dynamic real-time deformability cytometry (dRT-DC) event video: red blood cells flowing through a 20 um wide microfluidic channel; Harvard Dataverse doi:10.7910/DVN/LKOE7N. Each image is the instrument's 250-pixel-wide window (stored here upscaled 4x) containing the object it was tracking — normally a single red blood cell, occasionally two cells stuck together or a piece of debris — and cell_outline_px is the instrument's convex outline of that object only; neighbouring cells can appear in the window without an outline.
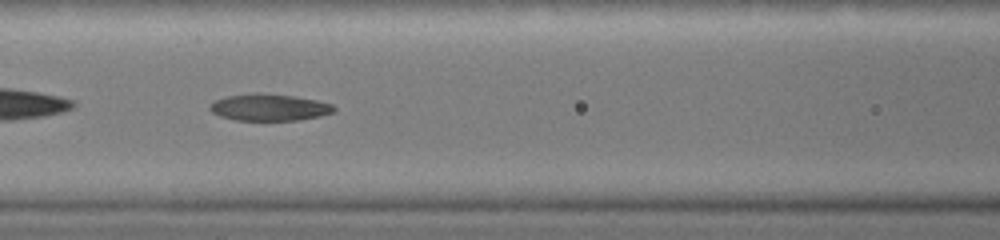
{"species": "common noctule bat (a hibernating species)", "species_latin": "Nyctalus noctula", "temperature_condition": "warm", "stored_images_in_passage": 29, "camera_frame_rate_fps": 3000, "um_per_image_px": 0.085, "animal": {"sex": "female", "body_mass_g": 19.0, "forearm_length_mm": 51.5}, "frame": {"image": 1, "passage_image": 11, "time_ms": 2.667, "image_size_px": [1000, 240], "cell_outline_px": [[336, 108], [332, 112], [320, 116], [296, 120], [236, 120], [220, 116], [212, 112], [208, 108], [216, 100], [224, 96], [256, 92], [292, 96], [316, 100], [332, 104]], "centroid_in_image_um": [22.86, 9.12], "position_along_channel_um": 143.7, "area_um2": 19.25}}
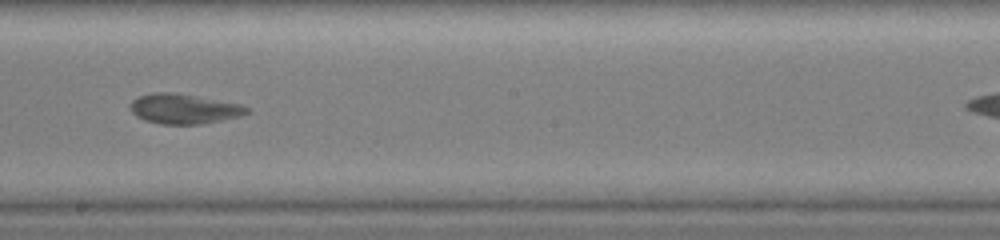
{"frame": {"image": 2, "passage_image": 17, "time_ms": 4.333, "image_size_px": [1000, 240], "cell_outline_px": [[252, 112], [240, 116], [204, 124], [160, 124], [144, 120], [136, 116], [128, 108], [128, 104], [132, 100], [140, 96], [156, 92], [172, 92], [240, 104], [248, 108]], "centroid_in_image_um": [15.61, 9.26], "position_along_channel_um": 232.6, "area_um2": 20.35}}
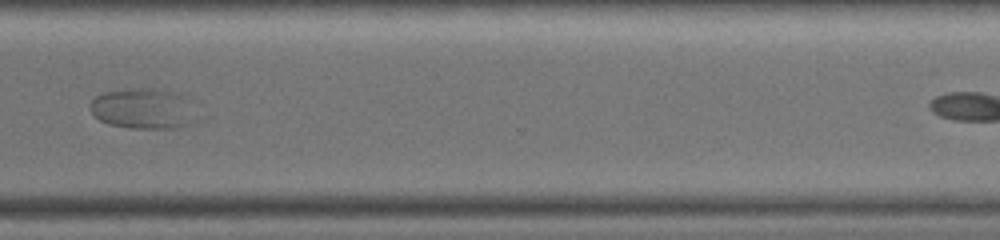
{"frame": {"image": 3, "passage_image": 24, "time_ms": 6.667, "image_size_px": [1000, 240], "cell_outline_px": [[196, 120], [192, 124], [172, 128], [132, 128], [108, 124], [100, 120], [92, 112], [92, 100], [96, 96], [104, 92], [140, 88], [152, 88], [168, 92]], "centroid_in_image_um": [11.97, 9.28], "position_along_channel_um": 358.6, "area_um2": 23.18}}